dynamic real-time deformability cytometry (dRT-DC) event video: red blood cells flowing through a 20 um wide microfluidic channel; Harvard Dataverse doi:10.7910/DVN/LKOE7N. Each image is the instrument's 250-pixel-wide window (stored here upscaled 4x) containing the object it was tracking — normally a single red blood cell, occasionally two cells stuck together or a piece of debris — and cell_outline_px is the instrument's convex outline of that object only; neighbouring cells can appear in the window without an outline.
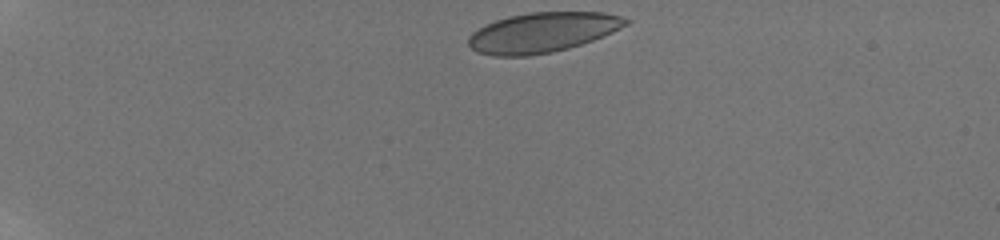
{"species": "human", "species_latin": "Homo sapiens", "temperature_condition": "room temperature", "stored_images_in_passage": 59, "camera_frame_rate_fps": 3000, "um_per_image_px": 0.085, "donor": {"sex": "male"}, "frame": {"image": 1, "passage_image": 1, "time_ms": 0.0, "image_size_px": [1000, 240], "cell_outline_px": [[632, 20], [628, 24], [604, 36], [568, 48], [552, 52], [528, 56], [492, 56], [476, 52], [468, 44], [468, 36], [472, 32], [496, 20], [508, 16], [528, 12], [604, 12], [620, 16]], "centroid_in_image_um": [46.11, 2.76], "position_along_channel_um": 38.9, "area_um2": 36.65}}
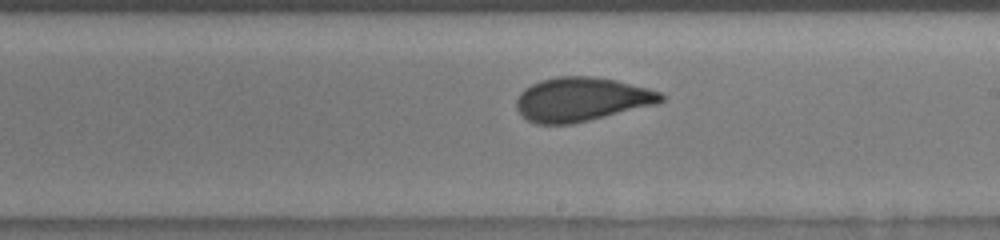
{"frame": {"image": 2, "passage_image": 35, "time_ms": 7.333, "image_size_px": [1000, 240], "cell_outline_px": [[664, 100], [656, 104], [572, 124], [536, 124], [528, 120], [516, 108], [516, 100], [520, 92], [524, 88], [540, 80], [556, 76], [592, 76], [616, 80], [648, 88], [660, 92], [664, 96]], "centroid_in_image_um": [49.41, 8.43], "position_along_channel_um": 239.6, "area_um2": 36.93}}
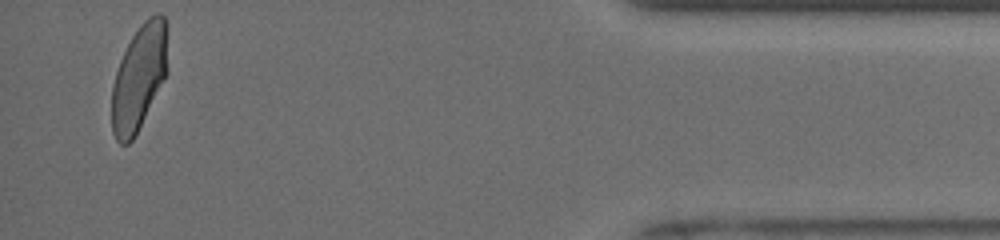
{"frame": {"image": 3, "passage_image": 56, "time_ms": 13.333, "image_size_px": [1000, 240], "cell_outline_px": [[168, 72], [132, 140], [128, 144], [120, 144], [116, 140], [112, 132], [112, 88], [116, 72], [120, 60], [132, 36], [140, 24], [148, 16], [156, 12], [160, 12], [164, 16], [168, 24]], "centroid_in_image_um": [11.86, 6.5], "position_along_channel_um": 423.3, "area_um2": 34.62}, "authors_computed_cell_mechanics": {"area_um2": 37.1076, "velocity_mm_per_s": 3.9062, "shape_relaxation_time_tau1_ms": 5.5986, "shape_relaxation_time_tau2_ms": null, "deformation_change_tau1": 0.1312, "deformation_change_tau2": null}}